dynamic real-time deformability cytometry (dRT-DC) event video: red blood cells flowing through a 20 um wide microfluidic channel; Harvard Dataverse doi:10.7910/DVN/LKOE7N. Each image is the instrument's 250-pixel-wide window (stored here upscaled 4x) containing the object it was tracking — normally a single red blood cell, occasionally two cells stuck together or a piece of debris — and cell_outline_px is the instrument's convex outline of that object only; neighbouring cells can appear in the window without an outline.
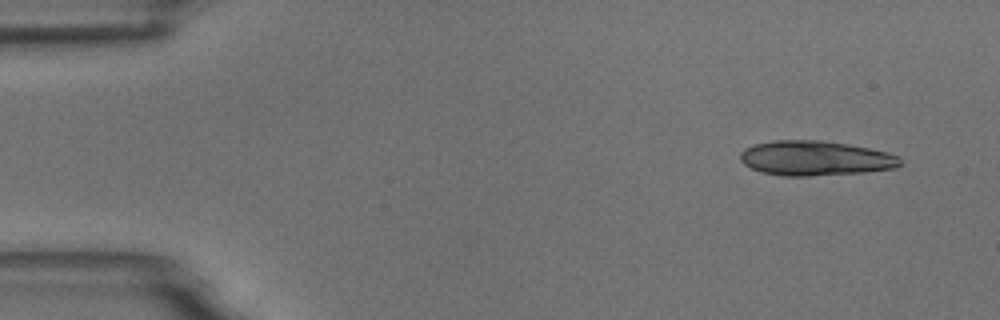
{"species": "common noctule bat (a hibernating species)", "species_latin": "Nyctalus noctula", "temperature_condition": "room temperature", "stored_images_in_passage": 4, "camera_frame_rate_fps": 3000, "um_per_image_px": 0.085, "animal": {"sex": "male", "body_mass_g": 18.8}, "frame": {"image": 1, "passage_image": 1, "time_ms": 0.0, "image_size_px": [1000, 320], "cell_outline_px": [[900, 164], [896, 168], [864, 172], [808, 176], [784, 176], [764, 172], [752, 168], [744, 164], [740, 160], [740, 152], [744, 148], [756, 144], [776, 140], [820, 140], [868, 148], [888, 152], [900, 156]], "centroid_in_image_um": [69.3, 13.45], "position_along_channel_um": 15.7, "area_um2": 32.19}}